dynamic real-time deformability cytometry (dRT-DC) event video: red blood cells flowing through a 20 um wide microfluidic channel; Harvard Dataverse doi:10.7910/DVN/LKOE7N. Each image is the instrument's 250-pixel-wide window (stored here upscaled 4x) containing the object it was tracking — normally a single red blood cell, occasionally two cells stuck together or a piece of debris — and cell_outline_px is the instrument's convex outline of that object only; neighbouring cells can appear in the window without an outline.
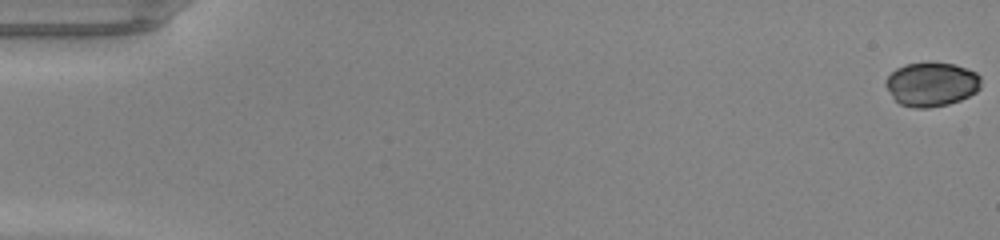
{"species": "common noctule bat (a hibernating species)", "species_latin": "Nyctalus noctula", "temperature_condition": "warm", "stored_images_in_passage": 49, "camera_frame_rate_fps": 3000, "um_per_image_px": 0.085, "animal": {"sex": "male", "body_mass_g": 20.0, "forearm_length_mm": 53.3}, "frame": {"image": 1, "passage_image": 1, "time_ms": 0.0, "image_size_px": [1000, 240], "cell_outline_px": [[980, 88], [976, 92], [960, 100], [948, 104], [928, 108], [916, 108], [900, 104], [892, 96], [884, 84], [884, 80], [896, 68], [904, 64], [928, 60], [956, 64], [968, 68], [976, 72], [980, 76]], "centroid_in_image_um": [79.17, 7.12], "position_along_channel_um": 5.8, "area_um2": 25.03}}
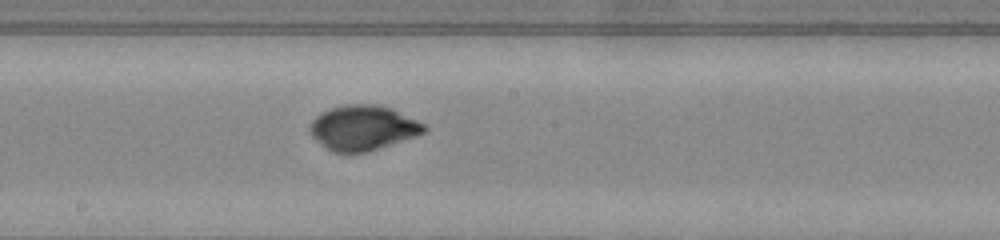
{"frame": {"image": 2, "passage_image": 28, "time_ms": 9.0, "image_size_px": [1000, 240], "cell_outline_px": [[428, 128], [424, 132], [416, 136], [368, 152], [332, 152], [324, 148], [312, 136], [308, 128], [312, 120], [320, 112], [328, 108], [348, 104], [376, 104], [392, 108], [424, 124]], "centroid_in_image_um": [30.82, 10.86], "position_along_channel_um": 217.4, "area_um2": 30.06}}
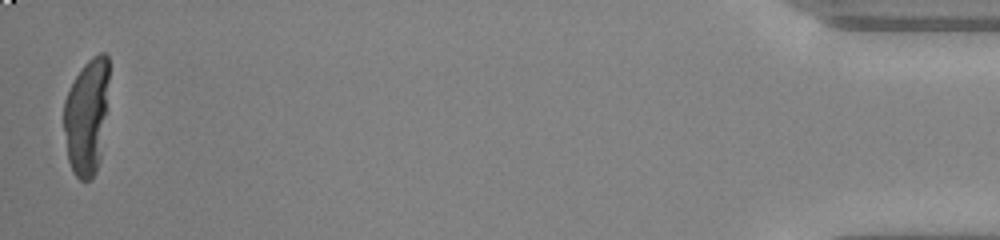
{"frame": {"image": 3, "passage_image": 49, "time_ms": 16.0, "image_size_px": [1000, 240], "cell_outline_px": [[108, 80], [100, 160], [96, 172], [88, 180], [80, 180], [72, 172], [68, 160], [64, 128], [64, 100], [76, 76], [84, 64], [92, 56], [100, 52], [104, 52], [108, 56]], "centroid_in_image_um": [7.35, 9.9], "position_along_channel_um": 427.9, "area_um2": 30.11}, "authors_computed_cell_mechanics": {"area_um2": 29.5358, "velocity_mm_per_s": 4.2805, "shape_relaxation_time_tau1_ms": 5.233, "shape_relaxation_time_tau2_ms": null, "deformation_change_tau1": 0.2833, "deformation_change_tau2": null}}